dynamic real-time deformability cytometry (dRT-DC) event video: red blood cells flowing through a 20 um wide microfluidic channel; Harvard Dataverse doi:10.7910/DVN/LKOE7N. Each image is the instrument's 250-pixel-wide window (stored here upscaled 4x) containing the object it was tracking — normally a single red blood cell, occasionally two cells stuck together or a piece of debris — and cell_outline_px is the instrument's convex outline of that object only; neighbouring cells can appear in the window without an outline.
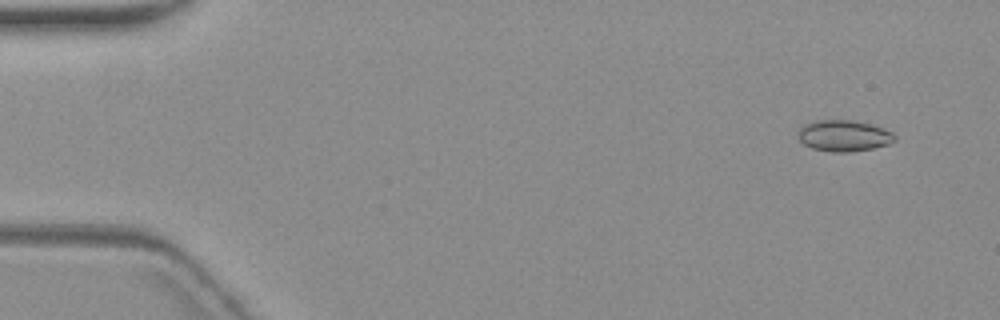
{"species": "common noctule bat (a hibernating species)", "species_latin": "Nyctalus noctula", "temperature_condition": "warm", "stored_images_in_passage": 6, "camera_frame_rate_fps": 3000, "um_per_image_px": 0.085, "animal": {"sex": "female", "body_mass_g": 19.3, "forearm_length_mm": 54.1}, "frame": {"image": 1, "passage_image": 2, "time_ms": 1.333, "image_size_px": [1000, 320], "cell_outline_px": [[896, 140], [888, 144], [872, 148], [848, 152], [832, 152], [812, 148], [804, 144], [796, 136], [800, 128], [808, 124], [820, 120], [852, 120], [872, 124], [884, 128], [892, 132], [896, 136]], "centroid_in_image_um": [71.75, 11.54], "position_along_channel_um": 13.2, "area_um2": 17.51}}
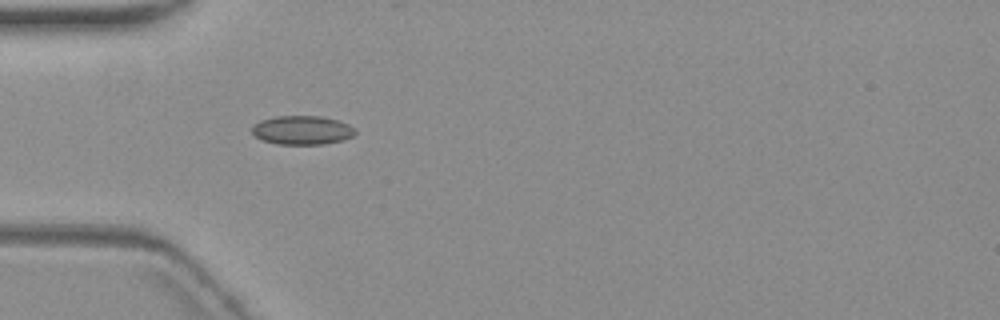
{"frame": {"image": 2, "passage_image": 6, "time_ms": 6.0, "image_size_px": [1000, 320], "cell_outline_px": [[356, 132], [352, 136], [344, 140], [324, 144], [276, 144], [260, 140], [252, 132], [252, 124], [260, 120], [276, 116], [320, 116], [336, 120], [348, 124], [356, 128]], "centroid_in_image_um": [25.66, 11.06], "position_along_channel_um": 59.3, "area_um2": 17.51}}